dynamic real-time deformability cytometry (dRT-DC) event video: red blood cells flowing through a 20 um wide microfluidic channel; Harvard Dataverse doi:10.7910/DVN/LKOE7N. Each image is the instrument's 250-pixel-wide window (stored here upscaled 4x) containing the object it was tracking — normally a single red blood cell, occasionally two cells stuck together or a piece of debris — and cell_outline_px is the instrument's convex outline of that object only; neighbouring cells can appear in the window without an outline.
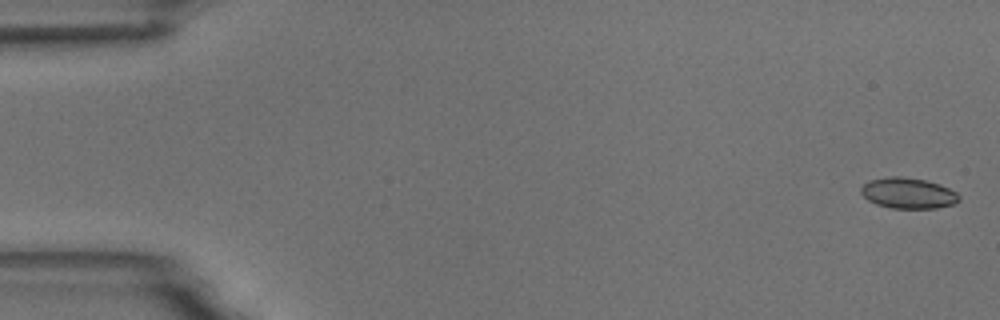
{"species": "common noctule bat (a hibernating species)", "species_latin": "Nyctalus noctula", "temperature_condition": "room temperature", "stored_images_in_passage": 11, "camera_frame_rate_fps": 3000, "um_per_image_px": 0.085, "animal": {"sex": "male", "body_mass_g": 18.8}, "frame": {"image": 1, "passage_image": 1, "time_ms": 0.0, "image_size_px": [1000, 320], "cell_outline_px": [[960, 200], [952, 204], [936, 208], [892, 208], [876, 204], [868, 200], [860, 192], [860, 188], [868, 180], [888, 176], [900, 176], [924, 180], [940, 184], [956, 192], [960, 196]], "centroid_in_image_um": [77.17, 16.41], "position_along_channel_um": 7.8, "area_um2": 17.57}}
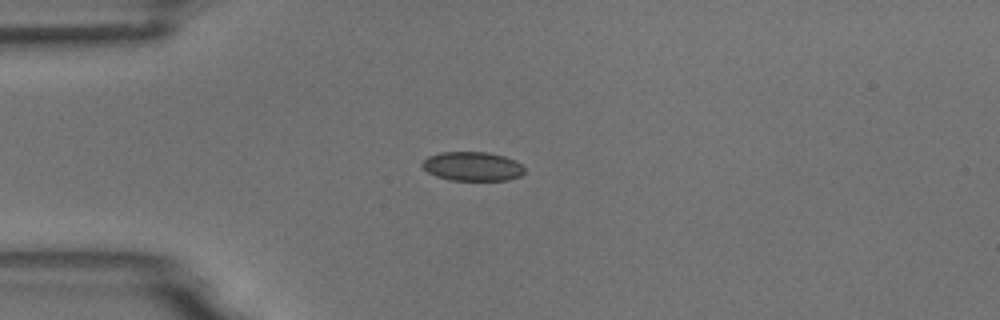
{"frame": {"image": 2, "passage_image": 4, "time_ms": 4.333, "image_size_px": [1000, 320], "cell_outline_px": [[524, 172], [520, 176], [508, 180], [452, 180], [436, 176], [428, 172], [420, 164], [428, 156], [440, 152], [488, 152], [504, 156], [520, 164], [524, 168]], "centroid_in_image_um": [40.14, 14.14], "position_along_channel_um": 44.9, "area_um2": 17.22}}
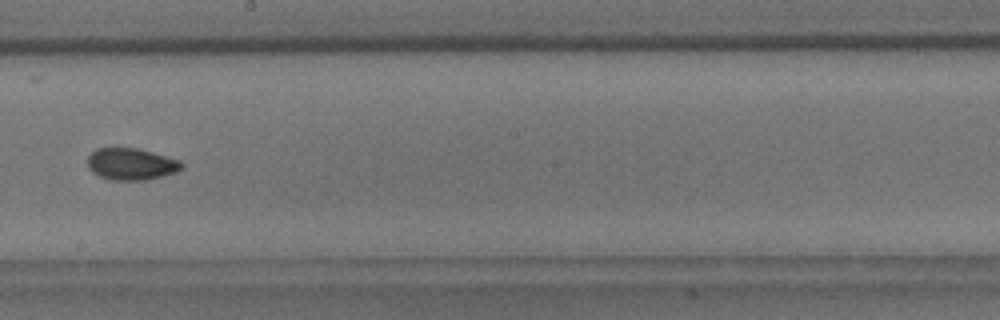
{"frame": {"image": 3, "passage_image": 9, "time_ms": 10.0, "image_size_px": [1000, 320], "cell_outline_px": [[184, 168], [176, 172], [144, 180], [112, 180], [100, 176], [92, 172], [88, 168], [88, 156], [96, 148], [136, 148], [152, 152], [180, 160], [184, 164]], "centroid_in_image_um": [11.16, 13.94], "position_along_channel_um": 237.0, "area_um2": 17.4}}